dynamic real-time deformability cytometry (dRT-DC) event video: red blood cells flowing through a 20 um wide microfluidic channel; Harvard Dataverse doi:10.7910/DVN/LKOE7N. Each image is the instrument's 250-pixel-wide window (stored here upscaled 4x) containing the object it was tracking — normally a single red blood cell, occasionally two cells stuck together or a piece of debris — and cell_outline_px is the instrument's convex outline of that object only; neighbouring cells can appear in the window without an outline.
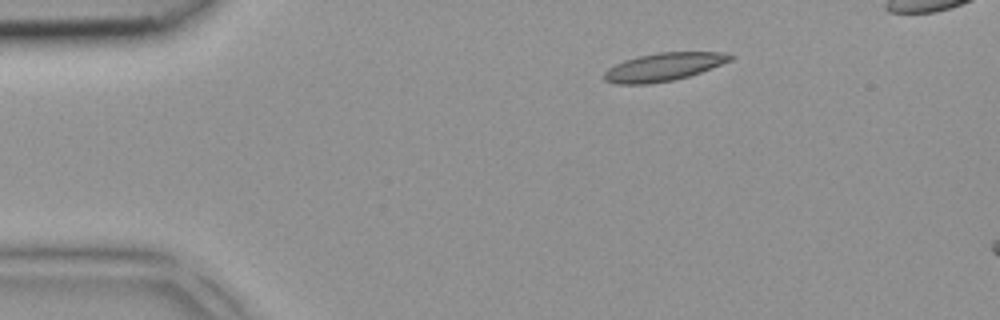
{"species": "common noctule bat (a hibernating species)", "species_latin": "Nyctalus noctula", "temperature_condition": "room temperature", "stored_images_in_passage": 3, "camera_frame_rate_fps": 3000, "um_per_image_px": 0.085, "animal": {"sex": "female", "body_mass_g": 18.4}, "frame": {"image": 1, "passage_image": 1, "time_ms": 0.0, "image_size_px": [1000, 320], "cell_outline_px": [[732, 60], [700, 72], [688, 76], [672, 80], [648, 84], [616, 84], [604, 80], [604, 72], [608, 68], [624, 60], [640, 56], [660, 52], [728, 52], [732, 56]], "centroid_in_image_um": [56.39, 5.69], "position_along_channel_um": 28.6, "area_um2": 20.4}}